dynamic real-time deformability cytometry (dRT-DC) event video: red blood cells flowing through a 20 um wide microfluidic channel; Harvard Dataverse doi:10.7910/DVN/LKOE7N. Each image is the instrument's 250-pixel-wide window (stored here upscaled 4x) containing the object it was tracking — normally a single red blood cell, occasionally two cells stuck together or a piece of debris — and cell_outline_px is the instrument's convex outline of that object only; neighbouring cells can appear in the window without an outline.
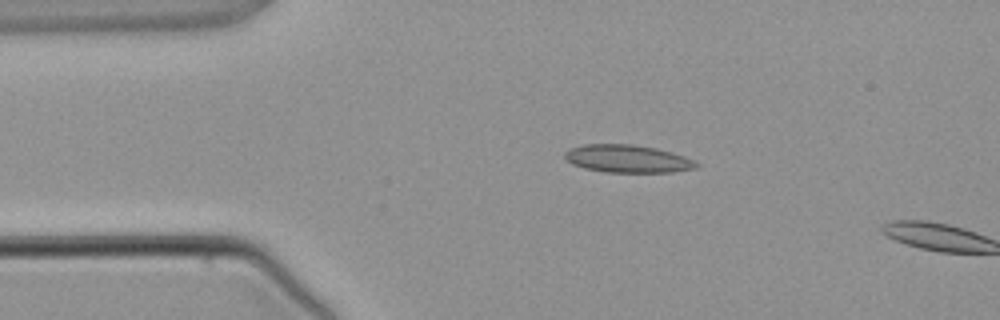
{"species": "common noctule bat (a hibernating species)", "species_latin": "Nyctalus noctula", "temperature_condition": "warm", "stored_images_in_passage": 2, "camera_frame_rate_fps": 3000, "um_per_image_px": 0.085, "animal": {"sex": "male", "body_mass_g": 21.5, "forearm_length_mm": 52.0}, "frame": {"image": 1, "passage_image": 1, "time_ms": 0.0, "image_size_px": [1000, 320], "cell_outline_px": [[700, 164], [696, 168], [672, 172], [604, 172], [584, 168], [572, 164], [564, 156], [564, 152], [572, 148], [584, 144], [632, 144], [656, 148], [672, 152], [696, 160]], "centroid_in_image_um": [53.37, 13.49], "position_along_channel_um": 31.6, "area_um2": 21.33}}